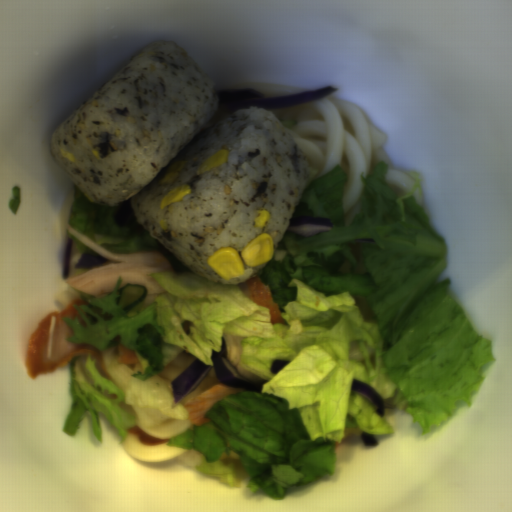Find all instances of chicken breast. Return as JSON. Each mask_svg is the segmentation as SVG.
I'll list each match as a JSON object with an SVG mask.
<instances>
[{"mask_svg":"<svg viewBox=\"0 0 512 512\" xmlns=\"http://www.w3.org/2000/svg\"><path fill=\"white\" fill-rule=\"evenodd\" d=\"M66 229L80 242L94 249L113 264L91 269L71 278L65 284L74 290L94 297L112 293L118 278H122L121 287L127 283L146 288V303H153L163 295L164 289L152 273L177 271L170 258L160 251H138L127 254H112L101 245L84 235L69 223Z\"/></svg>","mask_w":512,"mask_h":512,"instance_id":"chicken-breast-2","label":"chicken breast"},{"mask_svg":"<svg viewBox=\"0 0 512 512\" xmlns=\"http://www.w3.org/2000/svg\"><path fill=\"white\" fill-rule=\"evenodd\" d=\"M236 285L241 293L253 303L269 310L273 325L284 323L285 320L280 314L278 303L274 300L268 284L262 282L257 273L254 278Z\"/></svg>","mask_w":512,"mask_h":512,"instance_id":"chicken-breast-4","label":"chicken breast"},{"mask_svg":"<svg viewBox=\"0 0 512 512\" xmlns=\"http://www.w3.org/2000/svg\"><path fill=\"white\" fill-rule=\"evenodd\" d=\"M79 304H86V300L74 298L64 309H54L39 320L25 349L26 372L32 379L53 373L80 356H88L101 366L105 352H113L118 364L139 363L136 351L128 348L119 334L109 340L104 350L90 344H71L68 337L74 331L64 320L77 316L75 306Z\"/></svg>","mask_w":512,"mask_h":512,"instance_id":"chicken-breast-1","label":"chicken breast"},{"mask_svg":"<svg viewBox=\"0 0 512 512\" xmlns=\"http://www.w3.org/2000/svg\"><path fill=\"white\" fill-rule=\"evenodd\" d=\"M127 434L132 435L138 439L140 443L143 445H160L162 443L168 442L169 439H161L156 438L152 436L151 434L147 433L143 429H141L139 426H133L130 428H127L126 430Z\"/></svg>","mask_w":512,"mask_h":512,"instance_id":"chicken-breast-5","label":"chicken breast"},{"mask_svg":"<svg viewBox=\"0 0 512 512\" xmlns=\"http://www.w3.org/2000/svg\"><path fill=\"white\" fill-rule=\"evenodd\" d=\"M227 395H238V392L225 383H218L187 400L183 406L191 423L199 427L207 423V412L215 402H219Z\"/></svg>","mask_w":512,"mask_h":512,"instance_id":"chicken-breast-3","label":"chicken breast"}]
</instances>
